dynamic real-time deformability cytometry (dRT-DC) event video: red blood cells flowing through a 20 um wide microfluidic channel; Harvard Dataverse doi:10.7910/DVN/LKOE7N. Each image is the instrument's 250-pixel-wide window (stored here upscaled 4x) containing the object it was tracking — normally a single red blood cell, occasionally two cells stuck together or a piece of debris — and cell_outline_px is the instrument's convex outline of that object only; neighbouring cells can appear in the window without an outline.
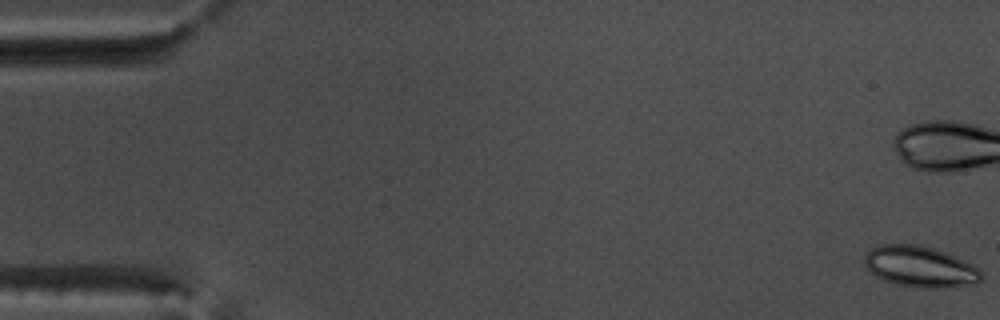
{"species": "common noctule bat (a hibernating species)", "species_latin": "Nyctalus noctula", "temperature_condition": "warm", "stored_images_in_passage": 16, "camera_frame_rate_fps": 3000, "um_per_image_px": 0.085, "animal": {"sex": "male", "body_mass_g": 17.5, "forearm_length_mm": 52.3}, "frame": {"image": 1, "passage_image": 1, "time_ms": 0.0, "image_size_px": [1000, 320], "cell_outline_px": [[984, 276], [980, 284], [944, 288], [920, 288], [896, 284], [884, 280], [876, 276], [864, 264], [864, 256], [872, 248], [880, 244], [920, 244], [956, 256], [980, 268]], "centroid_in_image_um": [78.27, 22.68], "position_along_channel_um": 6.7, "area_um2": 28.32}}